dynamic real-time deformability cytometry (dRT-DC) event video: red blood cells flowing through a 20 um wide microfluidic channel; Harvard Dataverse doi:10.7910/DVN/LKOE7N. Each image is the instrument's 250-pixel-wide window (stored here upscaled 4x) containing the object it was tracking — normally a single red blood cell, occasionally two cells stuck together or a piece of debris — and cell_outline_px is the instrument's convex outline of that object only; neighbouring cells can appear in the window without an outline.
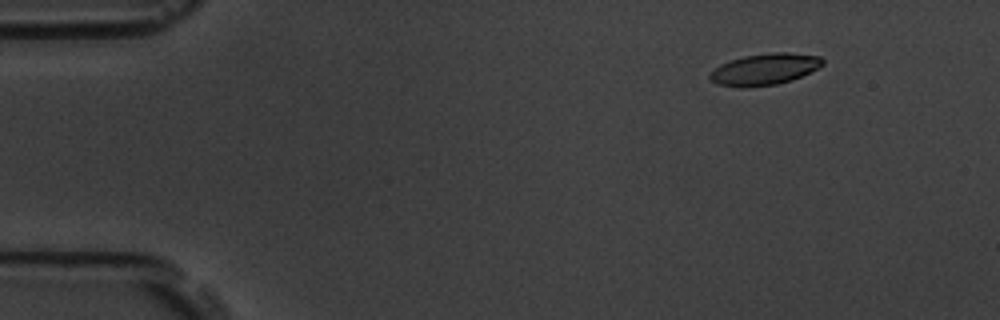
{"species": "common noctule bat (a hibernating species)", "species_latin": "Nyctalus noctula", "temperature_condition": "room temperature", "stored_images_in_passage": 5, "camera_frame_rate_fps": 3000, "um_per_image_px": 0.085, "animal": {"sex": "male", "body_mass_g": 19.5, "forearm_length_mm": 54.6}, "frame": {"image": 1, "passage_image": 2, "time_ms": 0.333, "image_size_px": [1000, 320], "cell_outline_px": [[824, 64], [792, 80], [776, 84], [748, 88], [740, 88], [716, 84], [708, 76], [708, 72], [720, 64], [744, 56], [772, 52], [788, 52], [820, 56], [824, 60]], "centroid_in_image_um": [64.94, 5.89], "position_along_channel_um": 20.1, "area_um2": 20.75}}
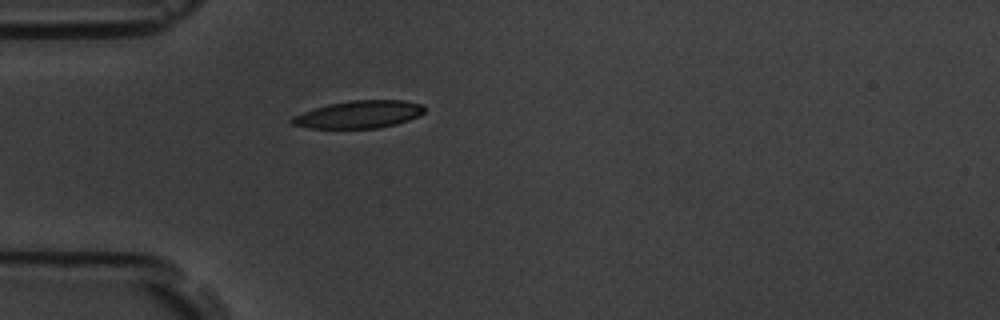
{"frame": {"image": 2, "passage_image": 5, "time_ms": 1.333, "image_size_px": [1000, 320], "cell_outline_px": [[424, 112], [420, 116], [396, 124], [380, 128], [308, 128], [292, 124], [288, 120], [292, 116], [328, 104], [352, 100], [404, 100], [424, 104]], "centroid_in_image_um": [30.53, 9.72], "position_along_channel_um": 54.5, "area_um2": 21.33}}